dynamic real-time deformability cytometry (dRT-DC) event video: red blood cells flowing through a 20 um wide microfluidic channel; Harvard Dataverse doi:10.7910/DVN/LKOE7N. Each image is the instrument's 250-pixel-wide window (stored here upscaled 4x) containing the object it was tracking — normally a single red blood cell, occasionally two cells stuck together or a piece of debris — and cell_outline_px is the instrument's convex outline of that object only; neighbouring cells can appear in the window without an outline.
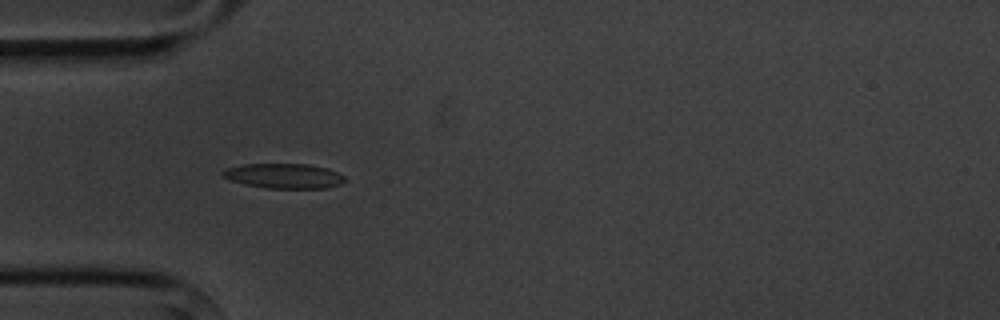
{"species": "common noctule bat (a hibernating species)", "species_latin": "Nyctalus noctula", "temperature_condition": "cold", "stored_images_in_passage": 6, "camera_frame_rate_fps": 3000, "um_per_image_px": 0.085, "animal": {"sex": "male", "body_mass_g": 20.1, "forearm_length_mm": 53.5}, "frame": {"image": 1, "passage_image": 5, "time_ms": 4.667, "image_size_px": [1000, 320], "cell_outline_px": [[348, 180], [340, 184], [328, 188], [268, 188], [244, 184], [232, 180], [224, 176], [220, 172], [224, 168], [244, 164], [308, 164], [328, 168], [344, 176]], "centroid_in_image_um": [24.16, 14.95], "position_along_channel_um": 60.8, "area_um2": 17.74}}
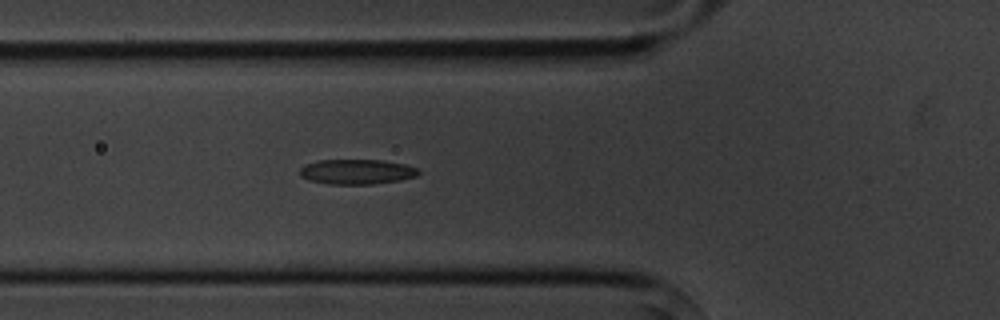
{"frame": {"image": 2, "passage_image": 6, "time_ms": 5.667, "image_size_px": [1000, 320], "cell_outline_px": [[420, 172], [416, 176], [400, 180], [372, 184], [328, 184], [308, 180], [300, 176], [300, 168], [304, 164], [316, 160], [384, 160], [404, 164], [416, 168]], "centroid_in_image_um": [30.28, 14.59], "position_along_channel_um": 95.5, "area_um2": 17.34}}